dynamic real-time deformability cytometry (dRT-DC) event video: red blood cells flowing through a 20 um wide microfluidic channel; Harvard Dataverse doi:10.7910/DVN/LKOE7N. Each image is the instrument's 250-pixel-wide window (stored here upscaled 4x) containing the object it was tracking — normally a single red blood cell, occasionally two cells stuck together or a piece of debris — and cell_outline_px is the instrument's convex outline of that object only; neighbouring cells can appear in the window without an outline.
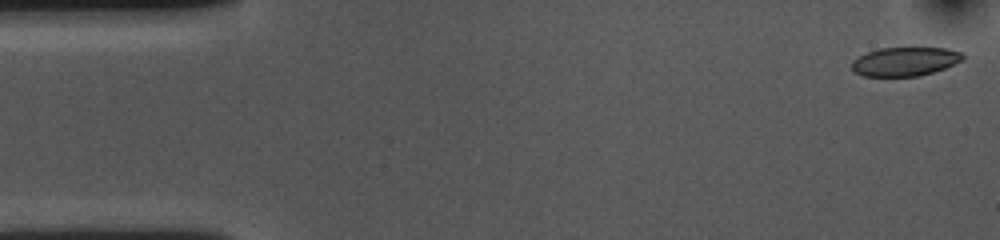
{"species": "common noctule bat (a hibernating species)", "species_latin": "Nyctalus noctula", "temperature_condition": "cold", "stored_images_in_passage": 54, "camera_frame_rate_fps": 3000, "um_per_image_px": 0.085, "animal": {"sex": "female", "body_mass_g": 10.0, "forearm_length_mm": 53.1}, "frame": {"image": 1, "passage_image": 1, "time_ms": 0.0, "image_size_px": [1000, 240], "cell_outline_px": [[964, 60], [944, 68], [920, 76], [864, 76], [856, 72], [852, 68], [852, 60], [868, 52], [880, 48], [912, 44], [948, 48], [964, 52]], "centroid_in_image_um": [77.0, 5.16], "position_along_channel_um": 8.0, "area_um2": 19.59}}
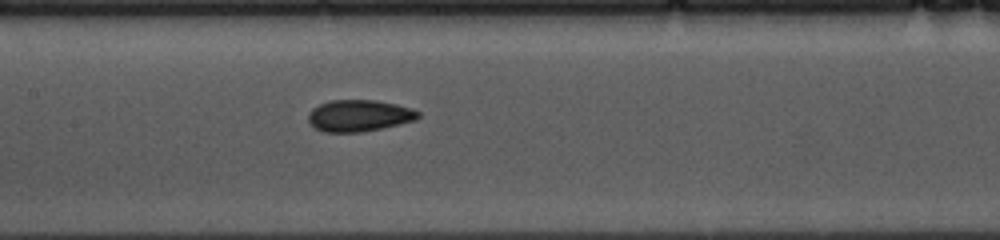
{"frame": {"image": 2, "passage_image": 24, "time_ms": 7.667, "image_size_px": [1000, 240], "cell_outline_px": [[420, 116], [416, 120], [400, 124], [360, 132], [324, 132], [316, 128], [308, 120], [308, 112], [312, 108], [328, 100], [376, 100], [396, 104], [412, 108], [420, 112]], "centroid_in_image_um": [30.53, 9.82], "position_along_channel_um": 176.9, "area_um2": 20.29}}
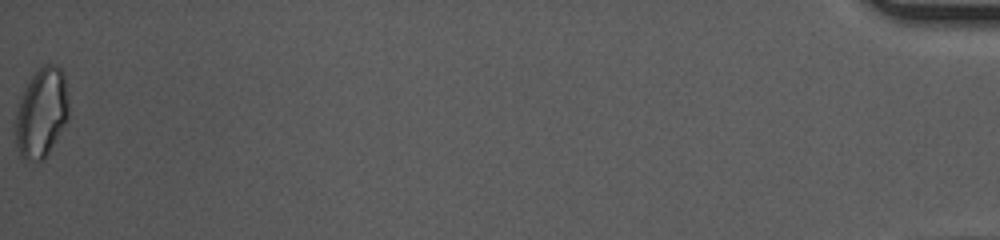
{"frame": {"image": 3, "passage_image": 54, "time_ms": 17.667, "image_size_px": [1000, 240], "cell_outline_px": [[68, 116], [64, 124], [44, 160], [24, 160], [20, 156], [16, 144], [12, 124], [20, 96], [24, 88], [32, 76], [44, 64], [56, 64], [60, 68], [64, 76], [68, 100]], "centroid_in_image_um": [3.47, 9.6], "position_along_channel_um": 431.7, "area_um2": 27.98}, "authors_computed_cell_mechanics": {"area_um2": 20.2011, "velocity_mm_per_s": 3.6109, "shape_relaxation_time_tau1_ms": 5.7593, "shape_relaxation_time_tau2_ms": 3.992, "deformation_change_tau1": 0.128, "deformation_change_tau2": 0.081}}